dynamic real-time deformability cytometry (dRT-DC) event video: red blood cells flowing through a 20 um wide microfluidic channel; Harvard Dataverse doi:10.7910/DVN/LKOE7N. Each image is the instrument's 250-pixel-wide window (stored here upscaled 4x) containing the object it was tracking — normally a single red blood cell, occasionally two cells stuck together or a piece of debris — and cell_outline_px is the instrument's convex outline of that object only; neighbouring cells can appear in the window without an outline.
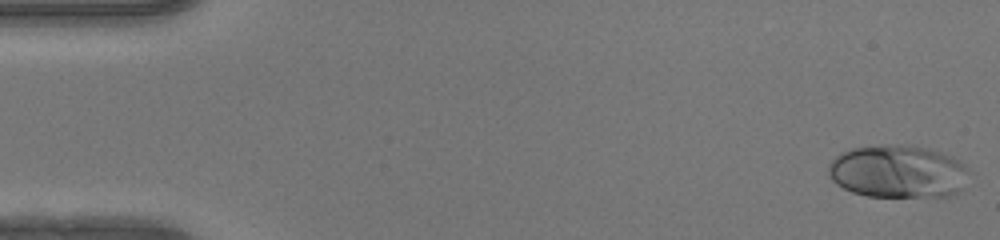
{"species": "human", "species_latin": "Homo sapiens", "temperature_condition": "warm", "stored_images_in_passage": 49, "camera_frame_rate_fps": 3000, "um_per_image_px": 0.085, "donor": {"sex": "female"}, "frame": {"image": 1, "passage_image": 1, "time_ms": 0.0, "image_size_px": [1000, 240], "cell_outline_px": [[968, 168], [964, 188], [948, 196], [868, 196], [852, 192], [836, 184], [832, 180], [828, 172], [828, 164], [840, 152], [852, 148], [888, 144], [896, 144], [932, 148], [952, 156], [960, 160]], "centroid_in_image_um": [76.33, 14.56], "position_along_channel_um": 8.7, "area_um2": 43.58}}
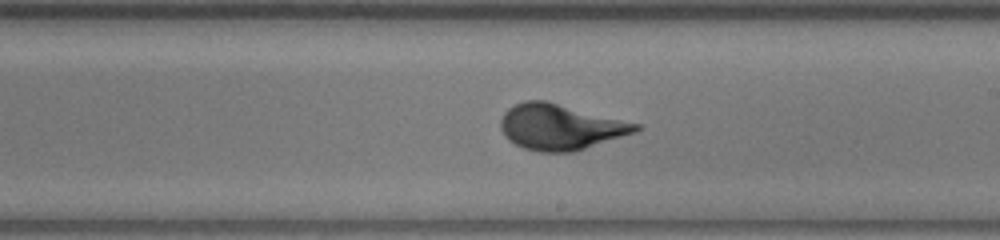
{"frame": {"image": 2, "passage_image": 28, "time_ms": 9.0, "image_size_px": [1000, 240], "cell_outline_px": [[640, 128], [636, 132], [572, 152], [540, 152], [524, 148], [508, 140], [504, 136], [500, 128], [500, 120], [504, 112], [508, 108], [524, 100], [548, 100], [640, 124]], "centroid_in_image_um": [47.6, 10.77], "position_along_channel_um": 241.4, "area_um2": 36.01}}
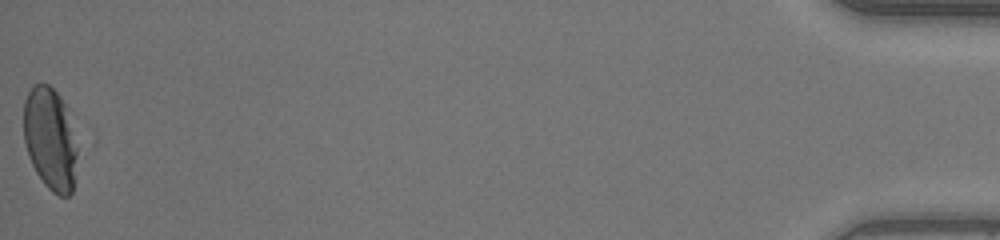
{"frame": {"image": 3, "passage_image": 49, "time_ms": 16.0, "image_size_px": [1000, 240], "cell_outline_px": [[76, 156], [72, 192], [68, 196], [60, 196], [52, 192], [44, 184], [36, 172], [28, 156], [24, 140], [24, 100], [32, 84], [48, 84], [60, 96], [64, 104], [76, 148]], "centroid_in_image_um": [4.22, 11.81], "position_along_channel_um": 431.0, "area_um2": 31.44}, "authors_computed_cell_mechanics": {"area_um2": 35.6626, "velocity_mm_per_s": 4.1936, "shape_relaxation_time_tau1_ms": 4.1277, "shape_relaxation_time_tau2_ms": null, "deformation_change_tau1": 0.2086, "deformation_change_tau2": null}}